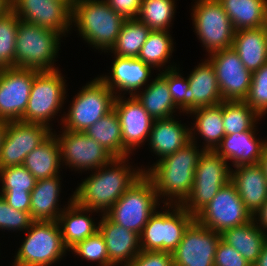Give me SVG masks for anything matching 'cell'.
<instances>
[{
	"instance_id": "cell-1",
	"label": "cell",
	"mask_w": 267,
	"mask_h": 266,
	"mask_svg": "<svg viewBox=\"0 0 267 266\" xmlns=\"http://www.w3.org/2000/svg\"><path fill=\"white\" fill-rule=\"evenodd\" d=\"M128 158H113L108 164L92 171L74 191L73 200L81 207L106 214L144 174L141 167H132Z\"/></svg>"
},
{
	"instance_id": "cell-2",
	"label": "cell",
	"mask_w": 267,
	"mask_h": 266,
	"mask_svg": "<svg viewBox=\"0 0 267 266\" xmlns=\"http://www.w3.org/2000/svg\"><path fill=\"white\" fill-rule=\"evenodd\" d=\"M197 145V139L191 140L175 153L158 159L150 168L142 169L153 182L163 205H181L189 196L198 159L204 151Z\"/></svg>"
},
{
	"instance_id": "cell-3",
	"label": "cell",
	"mask_w": 267,
	"mask_h": 266,
	"mask_svg": "<svg viewBox=\"0 0 267 266\" xmlns=\"http://www.w3.org/2000/svg\"><path fill=\"white\" fill-rule=\"evenodd\" d=\"M125 21L105 0H75L72 4V26L91 47L102 52L108 53L115 45Z\"/></svg>"
},
{
	"instance_id": "cell-4",
	"label": "cell",
	"mask_w": 267,
	"mask_h": 266,
	"mask_svg": "<svg viewBox=\"0 0 267 266\" xmlns=\"http://www.w3.org/2000/svg\"><path fill=\"white\" fill-rule=\"evenodd\" d=\"M63 36L51 29L19 22L16 36L15 67L54 71V62Z\"/></svg>"
},
{
	"instance_id": "cell-5",
	"label": "cell",
	"mask_w": 267,
	"mask_h": 266,
	"mask_svg": "<svg viewBox=\"0 0 267 266\" xmlns=\"http://www.w3.org/2000/svg\"><path fill=\"white\" fill-rule=\"evenodd\" d=\"M25 232L12 266H51L66 255L57 221H33Z\"/></svg>"
},
{
	"instance_id": "cell-6",
	"label": "cell",
	"mask_w": 267,
	"mask_h": 266,
	"mask_svg": "<svg viewBox=\"0 0 267 266\" xmlns=\"http://www.w3.org/2000/svg\"><path fill=\"white\" fill-rule=\"evenodd\" d=\"M115 94L96 77L76 94L70 103L68 113L61 117L62 129L84 132L100 118L113 110Z\"/></svg>"
},
{
	"instance_id": "cell-7",
	"label": "cell",
	"mask_w": 267,
	"mask_h": 266,
	"mask_svg": "<svg viewBox=\"0 0 267 266\" xmlns=\"http://www.w3.org/2000/svg\"><path fill=\"white\" fill-rule=\"evenodd\" d=\"M160 203L153 182L143 174L106 215L114 223L140 235Z\"/></svg>"
},
{
	"instance_id": "cell-8",
	"label": "cell",
	"mask_w": 267,
	"mask_h": 266,
	"mask_svg": "<svg viewBox=\"0 0 267 266\" xmlns=\"http://www.w3.org/2000/svg\"><path fill=\"white\" fill-rule=\"evenodd\" d=\"M163 206L161 209L165 211L157 210L139 235L141 250L172 253L181 242L186 229L195 220V216L181 205Z\"/></svg>"
},
{
	"instance_id": "cell-9",
	"label": "cell",
	"mask_w": 267,
	"mask_h": 266,
	"mask_svg": "<svg viewBox=\"0 0 267 266\" xmlns=\"http://www.w3.org/2000/svg\"><path fill=\"white\" fill-rule=\"evenodd\" d=\"M230 180L229 163L214 150H204L198 159L191 192L181 206L196 216Z\"/></svg>"
},
{
	"instance_id": "cell-10",
	"label": "cell",
	"mask_w": 267,
	"mask_h": 266,
	"mask_svg": "<svg viewBox=\"0 0 267 266\" xmlns=\"http://www.w3.org/2000/svg\"><path fill=\"white\" fill-rule=\"evenodd\" d=\"M66 80L59 69L39 71L33 79L27 108L22 122L37 123L49 128L66 100Z\"/></svg>"
},
{
	"instance_id": "cell-11",
	"label": "cell",
	"mask_w": 267,
	"mask_h": 266,
	"mask_svg": "<svg viewBox=\"0 0 267 266\" xmlns=\"http://www.w3.org/2000/svg\"><path fill=\"white\" fill-rule=\"evenodd\" d=\"M192 7L194 32L208 54L232 47L235 30L218 0H196Z\"/></svg>"
},
{
	"instance_id": "cell-12",
	"label": "cell",
	"mask_w": 267,
	"mask_h": 266,
	"mask_svg": "<svg viewBox=\"0 0 267 266\" xmlns=\"http://www.w3.org/2000/svg\"><path fill=\"white\" fill-rule=\"evenodd\" d=\"M195 219L203 226L222 233L224 230L244 225L253 220V215L239 197L235 185L229 181L202 209Z\"/></svg>"
},
{
	"instance_id": "cell-13",
	"label": "cell",
	"mask_w": 267,
	"mask_h": 266,
	"mask_svg": "<svg viewBox=\"0 0 267 266\" xmlns=\"http://www.w3.org/2000/svg\"><path fill=\"white\" fill-rule=\"evenodd\" d=\"M61 130V134L57 135V132L54 134L60 145L62 166L69 165L68 167L72 170L81 172L94 171L108 164L114 158L84 132Z\"/></svg>"
},
{
	"instance_id": "cell-14",
	"label": "cell",
	"mask_w": 267,
	"mask_h": 266,
	"mask_svg": "<svg viewBox=\"0 0 267 266\" xmlns=\"http://www.w3.org/2000/svg\"><path fill=\"white\" fill-rule=\"evenodd\" d=\"M42 124L8 121L0 151V169L23 165L26 156L53 132Z\"/></svg>"
},
{
	"instance_id": "cell-15",
	"label": "cell",
	"mask_w": 267,
	"mask_h": 266,
	"mask_svg": "<svg viewBox=\"0 0 267 266\" xmlns=\"http://www.w3.org/2000/svg\"><path fill=\"white\" fill-rule=\"evenodd\" d=\"M35 69L18 67L0 70V120H21L27 108Z\"/></svg>"
},
{
	"instance_id": "cell-16",
	"label": "cell",
	"mask_w": 267,
	"mask_h": 266,
	"mask_svg": "<svg viewBox=\"0 0 267 266\" xmlns=\"http://www.w3.org/2000/svg\"><path fill=\"white\" fill-rule=\"evenodd\" d=\"M214 66L223 101H244L248 96L252 73L232 48L216 51L207 58Z\"/></svg>"
},
{
	"instance_id": "cell-17",
	"label": "cell",
	"mask_w": 267,
	"mask_h": 266,
	"mask_svg": "<svg viewBox=\"0 0 267 266\" xmlns=\"http://www.w3.org/2000/svg\"><path fill=\"white\" fill-rule=\"evenodd\" d=\"M221 235L196 219L186 229L183 238L172 252L174 266H214Z\"/></svg>"
},
{
	"instance_id": "cell-18",
	"label": "cell",
	"mask_w": 267,
	"mask_h": 266,
	"mask_svg": "<svg viewBox=\"0 0 267 266\" xmlns=\"http://www.w3.org/2000/svg\"><path fill=\"white\" fill-rule=\"evenodd\" d=\"M116 96L113 109L117 113L122 135V158L130 157L132 151L148 142L154 119L143 108L136 96L123 99ZM141 144V145H140ZM137 147V148H136Z\"/></svg>"
},
{
	"instance_id": "cell-19",
	"label": "cell",
	"mask_w": 267,
	"mask_h": 266,
	"mask_svg": "<svg viewBox=\"0 0 267 266\" xmlns=\"http://www.w3.org/2000/svg\"><path fill=\"white\" fill-rule=\"evenodd\" d=\"M12 11L24 22L51 29L62 36L72 29V6L65 0H11Z\"/></svg>"
},
{
	"instance_id": "cell-20",
	"label": "cell",
	"mask_w": 267,
	"mask_h": 266,
	"mask_svg": "<svg viewBox=\"0 0 267 266\" xmlns=\"http://www.w3.org/2000/svg\"><path fill=\"white\" fill-rule=\"evenodd\" d=\"M114 57L110 68L111 75H101L99 78L112 90L115 96H122L127 93L130 96H135L138 90H143V87H146L153 68L138 58Z\"/></svg>"
},
{
	"instance_id": "cell-21",
	"label": "cell",
	"mask_w": 267,
	"mask_h": 266,
	"mask_svg": "<svg viewBox=\"0 0 267 266\" xmlns=\"http://www.w3.org/2000/svg\"><path fill=\"white\" fill-rule=\"evenodd\" d=\"M101 215L99 231L106 243L109 263L127 266L141 251L139 234L114 223L106 214Z\"/></svg>"
},
{
	"instance_id": "cell-22",
	"label": "cell",
	"mask_w": 267,
	"mask_h": 266,
	"mask_svg": "<svg viewBox=\"0 0 267 266\" xmlns=\"http://www.w3.org/2000/svg\"><path fill=\"white\" fill-rule=\"evenodd\" d=\"M245 207L254 215L267 200V179L262 166L242 165L231 169V180Z\"/></svg>"
},
{
	"instance_id": "cell-23",
	"label": "cell",
	"mask_w": 267,
	"mask_h": 266,
	"mask_svg": "<svg viewBox=\"0 0 267 266\" xmlns=\"http://www.w3.org/2000/svg\"><path fill=\"white\" fill-rule=\"evenodd\" d=\"M256 131H243L225 135L221 143L214 150L232 167L255 165L260 162L267 140L256 138Z\"/></svg>"
},
{
	"instance_id": "cell-24",
	"label": "cell",
	"mask_w": 267,
	"mask_h": 266,
	"mask_svg": "<svg viewBox=\"0 0 267 266\" xmlns=\"http://www.w3.org/2000/svg\"><path fill=\"white\" fill-rule=\"evenodd\" d=\"M67 204L68 206L59 215L57 222L61 230L63 244L70 252L79 242L84 241L99 230V221L96 224L89 216L92 212L98 213V211L79 206L73 200V195Z\"/></svg>"
},
{
	"instance_id": "cell-25",
	"label": "cell",
	"mask_w": 267,
	"mask_h": 266,
	"mask_svg": "<svg viewBox=\"0 0 267 266\" xmlns=\"http://www.w3.org/2000/svg\"><path fill=\"white\" fill-rule=\"evenodd\" d=\"M195 67L187 77L189 83V113L198 108L218 105L223 101L216 71L211 62L205 59Z\"/></svg>"
},
{
	"instance_id": "cell-26",
	"label": "cell",
	"mask_w": 267,
	"mask_h": 266,
	"mask_svg": "<svg viewBox=\"0 0 267 266\" xmlns=\"http://www.w3.org/2000/svg\"><path fill=\"white\" fill-rule=\"evenodd\" d=\"M151 152L158 158L175 153L191 141L190 127L174 118L156 119L149 134Z\"/></svg>"
},
{
	"instance_id": "cell-27",
	"label": "cell",
	"mask_w": 267,
	"mask_h": 266,
	"mask_svg": "<svg viewBox=\"0 0 267 266\" xmlns=\"http://www.w3.org/2000/svg\"><path fill=\"white\" fill-rule=\"evenodd\" d=\"M61 175L39 179L31 191L30 217L33 221H57L64 208H59Z\"/></svg>"
},
{
	"instance_id": "cell-28",
	"label": "cell",
	"mask_w": 267,
	"mask_h": 266,
	"mask_svg": "<svg viewBox=\"0 0 267 266\" xmlns=\"http://www.w3.org/2000/svg\"><path fill=\"white\" fill-rule=\"evenodd\" d=\"M232 48L251 73L267 63V33L264 26L235 31Z\"/></svg>"
},
{
	"instance_id": "cell-29",
	"label": "cell",
	"mask_w": 267,
	"mask_h": 266,
	"mask_svg": "<svg viewBox=\"0 0 267 266\" xmlns=\"http://www.w3.org/2000/svg\"><path fill=\"white\" fill-rule=\"evenodd\" d=\"M188 114L196 119L193 126L190 125L191 140L200 136L205 141L202 143L204 150H215L225 136L223 101L215 106L195 109Z\"/></svg>"
},
{
	"instance_id": "cell-30",
	"label": "cell",
	"mask_w": 267,
	"mask_h": 266,
	"mask_svg": "<svg viewBox=\"0 0 267 266\" xmlns=\"http://www.w3.org/2000/svg\"><path fill=\"white\" fill-rule=\"evenodd\" d=\"M23 166L37 180L59 175L61 149L54 132L26 156Z\"/></svg>"
},
{
	"instance_id": "cell-31",
	"label": "cell",
	"mask_w": 267,
	"mask_h": 266,
	"mask_svg": "<svg viewBox=\"0 0 267 266\" xmlns=\"http://www.w3.org/2000/svg\"><path fill=\"white\" fill-rule=\"evenodd\" d=\"M220 235L225 243L231 245L251 265L257 261L263 245L267 241V233L263 232L254 220L224 230Z\"/></svg>"
},
{
	"instance_id": "cell-32",
	"label": "cell",
	"mask_w": 267,
	"mask_h": 266,
	"mask_svg": "<svg viewBox=\"0 0 267 266\" xmlns=\"http://www.w3.org/2000/svg\"><path fill=\"white\" fill-rule=\"evenodd\" d=\"M235 31L264 26L267 0H218Z\"/></svg>"
},
{
	"instance_id": "cell-33",
	"label": "cell",
	"mask_w": 267,
	"mask_h": 266,
	"mask_svg": "<svg viewBox=\"0 0 267 266\" xmlns=\"http://www.w3.org/2000/svg\"><path fill=\"white\" fill-rule=\"evenodd\" d=\"M143 90L135 96L154 120L175 117L173 114L179 108L172 100L167 81L159 73Z\"/></svg>"
},
{
	"instance_id": "cell-34",
	"label": "cell",
	"mask_w": 267,
	"mask_h": 266,
	"mask_svg": "<svg viewBox=\"0 0 267 266\" xmlns=\"http://www.w3.org/2000/svg\"><path fill=\"white\" fill-rule=\"evenodd\" d=\"M84 133L98 142L114 158H122L121 126L114 109L96 121Z\"/></svg>"
},
{
	"instance_id": "cell-35",
	"label": "cell",
	"mask_w": 267,
	"mask_h": 266,
	"mask_svg": "<svg viewBox=\"0 0 267 266\" xmlns=\"http://www.w3.org/2000/svg\"><path fill=\"white\" fill-rule=\"evenodd\" d=\"M150 32L137 18L126 19L109 53L118 57L137 58Z\"/></svg>"
},
{
	"instance_id": "cell-36",
	"label": "cell",
	"mask_w": 267,
	"mask_h": 266,
	"mask_svg": "<svg viewBox=\"0 0 267 266\" xmlns=\"http://www.w3.org/2000/svg\"><path fill=\"white\" fill-rule=\"evenodd\" d=\"M173 44L169 31L151 30L137 58L146 65L157 68L160 72L171 59L170 56L174 51Z\"/></svg>"
},
{
	"instance_id": "cell-37",
	"label": "cell",
	"mask_w": 267,
	"mask_h": 266,
	"mask_svg": "<svg viewBox=\"0 0 267 266\" xmlns=\"http://www.w3.org/2000/svg\"><path fill=\"white\" fill-rule=\"evenodd\" d=\"M261 117L245 101H223L225 135L256 131Z\"/></svg>"
},
{
	"instance_id": "cell-38",
	"label": "cell",
	"mask_w": 267,
	"mask_h": 266,
	"mask_svg": "<svg viewBox=\"0 0 267 266\" xmlns=\"http://www.w3.org/2000/svg\"><path fill=\"white\" fill-rule=\"evenodd\" d=\"M175 6V0H142L137 19L150 30L170 31Z\"/></svg>"
},
{
	"instance_id": "cell-39",
	"label": "cell",
	"mask_w": 267,
	"mask_h": 266,
	"mask_svg": "<svg viewBox=\"0 0 267 266\" xmlns=\"http://www.w3.org/2000/svg\"><path fill=\"white\" fill-rule=\"evenodd\" d=\"M20 19L11 10L0 17V68L15 67L17 28Z\"/></svg>"
},
{
	"instance_id": "cell-40",
	"label": "cell",
	"mask_w": 267,
	"mask_h": 266,
	"mask_svg": "<svg viewBox=\"0 0 267 266\" xmlns=\"http://www.w3.org/2000/svg\"><path fill=\"white\" fill-rule=\"evenodd\" d=\"M0 193H31L37 179L23 165L0 169Z\"/></svg>"
},
{
	"instance_id": "cell-41",
	"label": "cell",
	"mask_w": 267,
	"mask_h": 266,
	"mask_svg": "<svg viewBox=\"0 0 267 266\" xmlns=\"http://www.w3.org/2000/svg\"><path fill=\"white\" fill-rule=\"evenodd\" d=\"M175 65V66H174ZM167 65L159 73L166 81L173 102L179 108L180 113H189V83L188 79L182 77L180 68L176 64ZM178 69V70H177Z\"/></svg>"
},
{
	"instance_id": "cell-42",
	"label": "cell",
	"mask_w": 267,
	"mask_h": 266,
	"mask_svg": "<svg viewBox=\"0 0 267 266\" xmlns=\"http://www.w3.org/2000/svg\"><path fill=\"white\" fill-rule=\"evenodd\" d=\"M75 255L84 258L86 261L98 262V266H112L109 263V256L103 235L98 230L95 234L79 242L71 249Z\"/></svg>"
},
{
	"instance_id": "cell-43",
	"label": "cell",
	"mask_w": 267,
	"mask_h": 266,
	"mask_svg": "<svg viewBox=\"0 0 267 266\" xmlns=\"http://www.w3.org/2000/svg\"><path fill=\"white\" fill-rule=\"evenodd\" d=\"M244 101L261 118L267 114V63L252 73L249 93Z\"/></svg>"
},
{
	"instance_id": "cell-44",
	"label": "cell",
	"mask_w": 267,
	"mask_h": 266,
	"mask_svg": "<svg viewBox=\"0 0 267 266\" xmlns=\"http://www.w3.org/2000/svg\"><path fill=\"white\" fill-rule=\"evenodd\" d=\"M32 222L28 212L14 209L0 195V230L26 231Z\"/></svg>"
},
{
	"instance_id": "cell-45",
	"label": "cell",
	"mask_w": 267,
	"mask_h": 266,
	"mask_svg": "<svg viewBox=\"0 0 267 266\" xmlns=\"http://www.w3.org/2000/svg\"><path fill=\"white\" fill-rule=\"evenodd\" d=\"M214 266H252L231 245L222 239L217 246L214 258Z\"/></svg>"
},
{
	"instance_id": "cell-46",
	"label": "cell",
	"mask_w": 267,
	"mask_h": 266,
	"mask_svg": "<svg viewBox=\"0 0 267 266\" xmlns=\"http://www.w3.org/2000/svg\"><path fill=\"white\" fill-rule=\"evenodd\" d=\"M127 266H174L173 255L166 251L141 250Z\"/></svg>"
},
{
	"instance_id": "cell-47",
	"label": "cell",
	"mask_w": 267,
	"mask_h": 266,
	"mask_svg": "<svg viewBox=\"0 0 267 266\" xmlns=\"http://www.w3.org/2000/svg\"><path fill=\"white\" fill-rule=\"evenodd\" d=\"M118 14L126 19L137 18L142 0H105Z\"/></svg>"
},
{
	"instance_id": "cell-48",
	"label": "cell",
	"mask_w": 267,
	"mask_h": 266,
	"mask_svg": "<svg viewBox=\"0 0 267 266\" xmlns=\"http://www.w3.org/2000/svg\"><path fill=\"white\" fill-rule=\"evenodd\" d=\"M8 205L30 214L31 193H0Z\"/></svg>"
},
{
	"instance_id": "cell-49",
	"label": "cell",
	"mask_w": 267,
	"mask_h": 266,
	"mask_svg": "<svg viewBox=\"0 0 267 266\" xmlns=\"http://www.w3.org/2000/svg\"><path fill=\"white\" fill-rule=\"evenodd\" d=\"M253 220L263 232L267 233V200L253 215Z\"/></svg>"
},
{
	"instance_id": "cell-50",
	"label": "cell",
	"mask_w": 267,
	"mask_h": 266,
	"mask_svg": "<svg viewBox=\"0 0 267 266\" xmlns=\"http://www.w3.org/2000/svg\"><path fill=\"white\" fill-rule=\"evenodd\" d=\"M252 266H267V241L264 243L257 261Z\"/></svg>"
},
{
	"instance_id": "cell-51",
	"label": "cell",
	"mask_w": 267,
	"mask_h": 266,
	"mask_svg": "<svg viewBox=\"0 0 267 266\" xmlns=\"http://www.w3.org/2000/svg\"><path fill=\"white\" fill-rule=\"evenodd\" d=\"M12 10L11 0H0V17L6 15Z\"/></svg>"
},
{
	"instance_id": "cell-52",
	"label": "cell",
	"mask_w": 267,
	"mask_h": 266,
	"mask_svg": "<svg viewBox=\"0 0 267 266\" xmlns=\"http://www.w3.org/2000/svg\"><path fill=\"white\" fill-rule=\"evenodd\" d=\"M259 164L262 166L263 171L265 172L266 179H267V142L263 150L262 157L260 159Z\"/></svg>"
},
{
	"instance_id": "cell-53",
	"label": "cell",
	"mask_w": 267,
	"mask_h": 266,
	"mask_svg": "<svg viewBox=\"0 0 267 266\" xmlns=\"http://www.w3.org/2000/svg\"><path fill=\"white\" fill-rule=\"evenodd\" d=\"M6 127H7V122L0 120V151H1L2 142L4 139V135L6 133Z\"/></svg>"
},
{
	"instance_id": "cell-54",
	"label": "cell",
	"mask_w": 267,
	"mask_h": 266,
	"mask_svg": "<svg viewBox=\"0 0 267 266\" xmlns=\"http://www.w3.org/2000/svg\"><path fill=\"white\" fill-rule=\"evenodd\" d=\"M264 28H265V31L267 33V15H266V21H265V24H264Z\"/></svg>"
},
{
	"instance_id": "cell-55",
	"label": "cell",
	"mask_w": 267,
	"mask_h": 266,
	"mask_svg": "<svg viewBox=\"0 0 267 266\" xmlns=\"http://www.w3.org/2000/svg\"><path fill=\"white\" fill-rule=\"evenodd\" d=\"M65 1H67L72 6L75 0H65Z\"/></svg>"
}]
</instances>
